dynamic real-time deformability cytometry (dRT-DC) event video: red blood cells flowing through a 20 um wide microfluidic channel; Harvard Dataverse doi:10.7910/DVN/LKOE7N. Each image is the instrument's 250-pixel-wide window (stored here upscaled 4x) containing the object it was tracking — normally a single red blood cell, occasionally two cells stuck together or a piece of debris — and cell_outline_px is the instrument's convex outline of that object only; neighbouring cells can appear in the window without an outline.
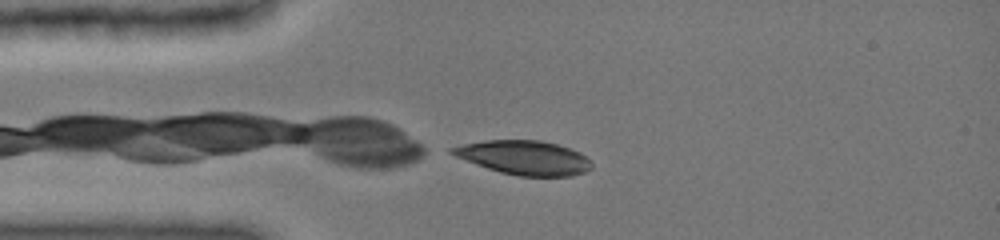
{"species": "common noctule bat (a hibernating species)", "species_latin": "Nyctalus noctula", "temperature_condition": "cold", "stored_images_in_passage": 33, "camera_frame_rate_fps": 3000, "um_per_image_px": 0.085, "animal": {"sex": "female", "body_mass_g": 19.0, "forearm_length_mm": 51.5}, "frame": {"image": 1, "passage_image": 1, "time_ms": 0.0, "image_size_px": [1000, 240], "cell_outline_px": [[592, 168], [584, 172], [572, 176], [520, 176], [500, 172], [476, 164], [456, 156], [448, 152], [448, 148], [460, 144], [484, 140], [540, 140], [556, 144], [580, 152], [592, 164]], "centroid_in_image_um": [44.52, 13.39], "position_along_channel_um": 40.5, "area_um2": 27.63}}
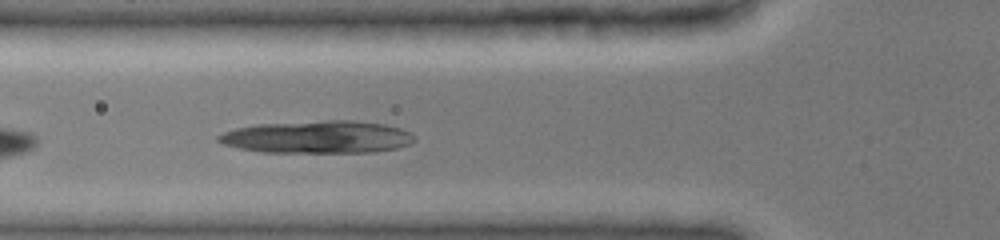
{"frame": {"image": 2, "passage_image": 12, "time_ms": 2.0, "image_size_px": [1000, 240], "cell_outline_px": [[416, 140], [408, 144], [396, 148], [372, 152], [260, 152], [240, 148], [224, 144], [216, 140], [216, 136], [224, 132], [236, 128], [256, 124], [328, 120], [352, 120], [384, 124], [400, 128], [412, 132], [416, 136]], "centroid_in_image_um": [27.0, 11.64], "position_along_channel_um": 98.8, "area_um2": 37.22}}